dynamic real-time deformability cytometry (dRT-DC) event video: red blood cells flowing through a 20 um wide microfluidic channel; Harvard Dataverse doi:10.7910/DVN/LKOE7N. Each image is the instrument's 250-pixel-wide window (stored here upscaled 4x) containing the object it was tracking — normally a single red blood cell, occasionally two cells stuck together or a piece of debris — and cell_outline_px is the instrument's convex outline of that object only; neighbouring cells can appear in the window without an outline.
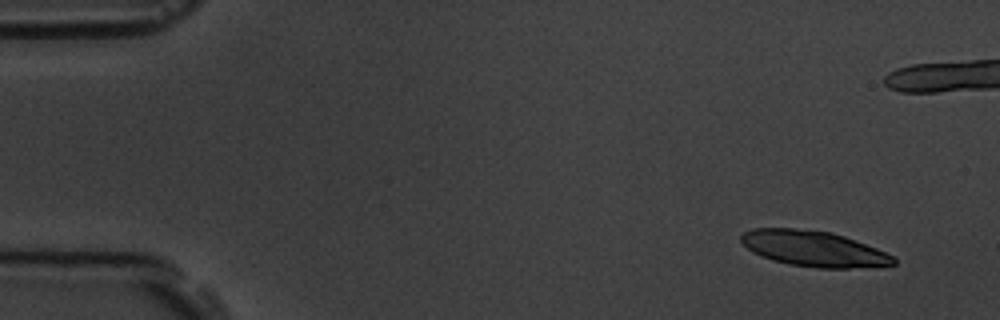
{"species": "common noctule bat (a hibernating species)", "species_latin": "Nyctalus noctula", "temperature_condition": "room temperature", "stored_images_in_passage": 7, "camera_frame_rate_fps": 3000, "um_per_image_px": 0.085, "animal": {"sex": "male", "body_mass_g": 19.5, "forearm_length_mm": 54.6}, "frame": {"image": 1, "passage_image": 1, "time_ms": 0.0, "image_size_px": [1000, 320], "cell_outline_px": [[896, 264], [848, 268], [816, 268], [788, 264], [772, 260], [760, 256], [752, 252], [740, 240], [740, 236], [744, 232], [752, 228], [796, 228], [832, 232], [844, 236], [876, 248], [892, 256], [896, 260]], "centroid_in_image_um": [69.11, 21.13], "position_along_channel_um": 15.9, "area_um2": 31.5}}